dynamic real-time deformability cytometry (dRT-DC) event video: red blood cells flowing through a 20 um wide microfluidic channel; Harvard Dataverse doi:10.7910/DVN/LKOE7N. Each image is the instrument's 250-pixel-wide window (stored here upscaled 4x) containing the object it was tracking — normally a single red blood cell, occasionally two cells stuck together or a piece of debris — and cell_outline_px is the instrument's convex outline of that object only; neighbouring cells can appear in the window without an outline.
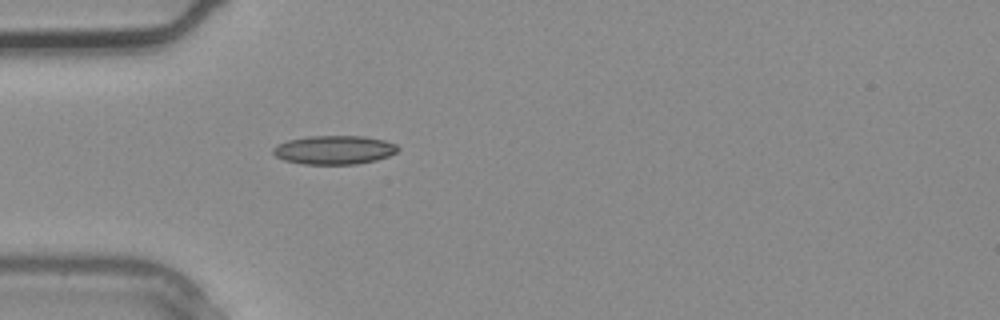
{"species": "common noctule bat (a hibernating species)", "species_latin": "Nyctalus noctula", "temperature_condition": "warm", "stored_images_in_passage": 3, "camera_frame_rate_fps": 3000, "um_per_image_px": 0.085, "animal": {"sex": "male", "body_mass_g": 20.4}, "frame": {"image": 1, "passage_image": 3, "time_ms": 0.667, "image_size_px": [1000, 320], "cell_outline_px": [[400, 148], [396, 152], [388, 156], [376, 160], [356, 164], [304, 164], [284, 160], [276, 156], [272, 152], [272, 148], [276, 144], [288, 140], [308, 136], [364, 136], [384, 140], [396, 144]], "centroid_in_image_um": [28.39, 12.74], "position_along_channel_um": 56.6, "area_um2": 20.98}}